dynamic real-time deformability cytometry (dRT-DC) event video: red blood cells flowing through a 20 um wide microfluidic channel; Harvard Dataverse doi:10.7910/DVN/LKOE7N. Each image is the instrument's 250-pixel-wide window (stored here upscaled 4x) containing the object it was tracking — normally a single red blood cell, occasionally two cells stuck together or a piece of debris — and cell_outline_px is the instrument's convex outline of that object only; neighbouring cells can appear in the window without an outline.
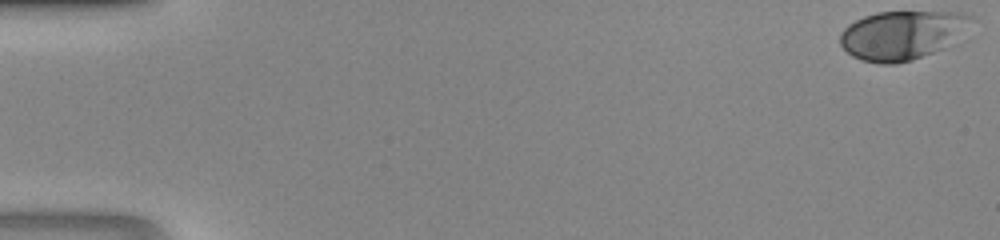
{"species": "human", "species_latin": "Homo sapiens", "temperature_condition": "room temperature", "stored_images_in_passage": 30, "camera_frame_rate_fps": 3000, "um_per_image_px": 0.085, "donor": {"sex": "male"}, "frame": {"image": 1, "passage_image": 1, "time_ms": 0.0, "image_size_px": [1000, 240], "cell_outline_px": [[976, 16], [956, 44], [912, 60], [896, 64], [880, 64], [860, 60], [852, 56], [840, 44], [840, 32], [848, 24], [864, 16], [876, 12], [964, 12]], "centroid_in_image_um": [76.74, 2.98], "position_along_channel_um": 8.3, "area_um2": 38.09}}
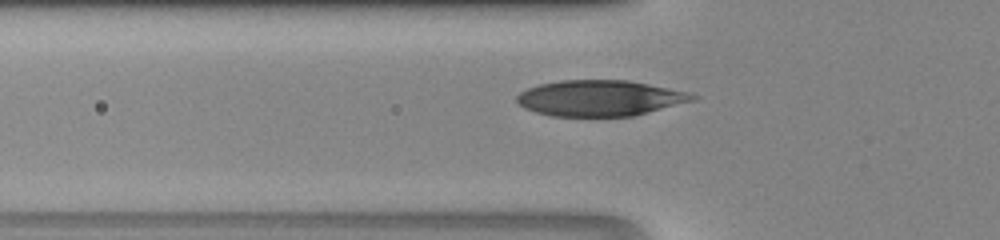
{"frame": {"image": 2, "passage_image": 17, "time_ms": 5.333, "image_size_px": [1000, 240], "cell_outline_px": [[700, 96], [696, 100], [632, 116], [552, 116], [536, 112], [524, 108], [516, 100], [516, 96], [520, 92], [528, 88], [540, 84], [560, 80], [628, 80], [692, 92]], "centroid_in_image_um": [51.04, 8.33], "position_along_channel_um": 74.8, "area_um2": 36.82}}
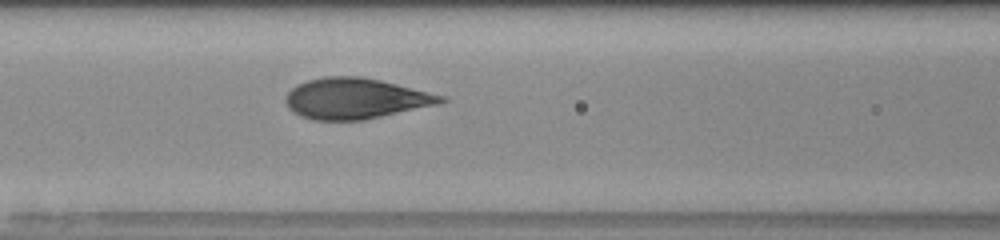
{"frame": {"image": 3, "passage_image": 21, "time_ms": 6.667, "image_size_px": [1000, 240], "cell_outline_px": [[448, 100], [440, 104], [364, 120], [312, 120], [300, 116], [288, 108], [284, 100], [284, 96], [296, 84], [308, 80], [324, 76], [360, 76], [380, 80], [448, 96]], "centroid_in_image_um": [30.23, 8.37], "position_along_channel_um": 136.4, "area_um2": 37.22}}